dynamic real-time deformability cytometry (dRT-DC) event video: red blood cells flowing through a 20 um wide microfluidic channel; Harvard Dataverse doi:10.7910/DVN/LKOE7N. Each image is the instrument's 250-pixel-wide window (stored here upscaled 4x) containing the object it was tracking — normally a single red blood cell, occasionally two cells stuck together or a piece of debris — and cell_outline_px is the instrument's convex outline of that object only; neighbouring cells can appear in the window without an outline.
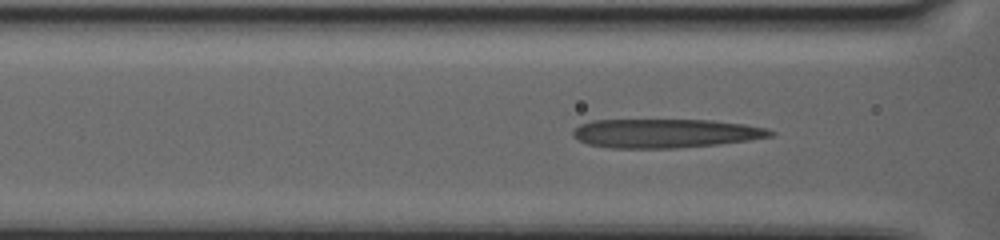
{"species": "human", "species_latin": "Homo sapiens", "temperature_condition": "warm", "stored_images_in_passage": 79, "camera_frame_rate_fps": 3000, "um_per_image_px": 0.085, "donor": {"sex": "female"}, "frame": {"image": 1, "passage_image": 43, "time_ms": 14.0, "image_size_px": [1000, 240], "cell_outline_px": [[776, 132], [772, 136], [748, 140], [716, 144], [676, 148], [612, 148], [588, 144], [572, 136], [572, 132], [580, 124], [592, 120], [712, 120], [744, 124], [768, 128]], "centroid_in_image_um": [56.56, 11.33], "position_along_channel_um": 110.0, "area_um2": 33.18}}
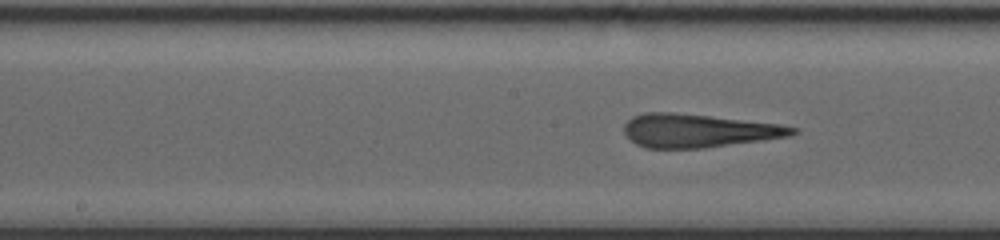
{"frame": {"image": 2, "passage_image": 53, "time_ms": 17.333, "image_size_px": [1000, 240], "cell_outline_px": [[796, 132], [788, 136], [704, 148], [644, 148], [636, 144], [624, 132], [624, 124], [632, 116], [644, 112], [672, 112], [780, 124], [796, 128]], "centroid_in_image_um": [59.29, 11.1], "position_along_channel_um": 188.9, "area_um2": 32.37}}
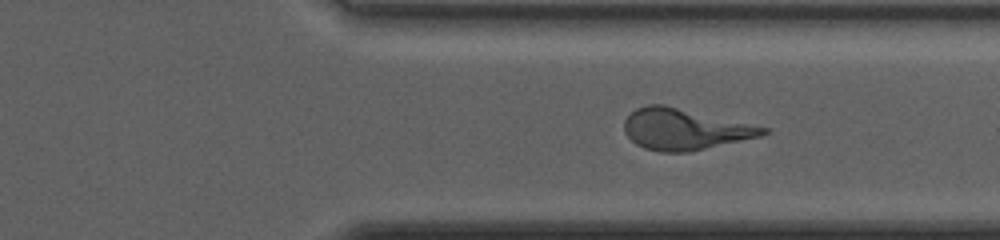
{"frame": {"image": 3, "passage_image": 74, "time_ms": 24.333, "image_size_px": [1000, 240], "cell_outline_px": [[768, 132], [760, 136], [688, 152], [660, 152], [644, 148], [636, 144], [624, 132], [624, 120], [636, 108], [648, 104], [664, 104], [768, 128]], "centroid_in_image_um": [58.14, 10.98], "position_along_channel_um": 353.3, "area_um2": 32.89}}